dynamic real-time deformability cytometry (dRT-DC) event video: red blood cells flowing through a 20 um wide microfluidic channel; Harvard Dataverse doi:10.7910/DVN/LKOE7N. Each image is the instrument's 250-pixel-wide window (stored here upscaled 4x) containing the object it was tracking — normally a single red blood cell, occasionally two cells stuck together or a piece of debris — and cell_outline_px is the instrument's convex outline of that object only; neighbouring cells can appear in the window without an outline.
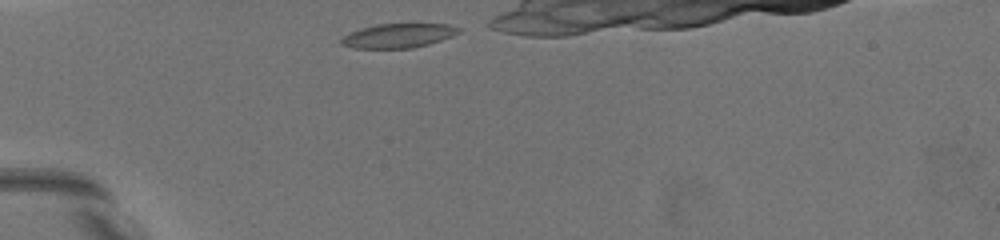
{"species": "common noctule bat (a hibernating species)", "species_latin": "Nyctalus noctula", "temperature_condition": "warm", "stored_images_in_passage": 12, "camera_frame_rate_fps": 3000, "um_per_image_px": 0.085, "animal": {"sex": "female", "body_mass_g": 19.5, "forearm_length_mm": 54.1}, "frame": {"image": 1, "passage_image": 1, "time_ms": 0.0, "image_size_px": [1000, 240], "cell_outline_px": [[460, 32], [452, 36], [428, 44], [412, 48], [352, 48], [340, 44], [340, 40], [344, 36], [352, 32], [376, 24], [448, 24], [460, 28]], "centroid_in_image_um": [33.86, 3.04], "position_along_channel_um": 51.1, "area_um2": 16.36}}
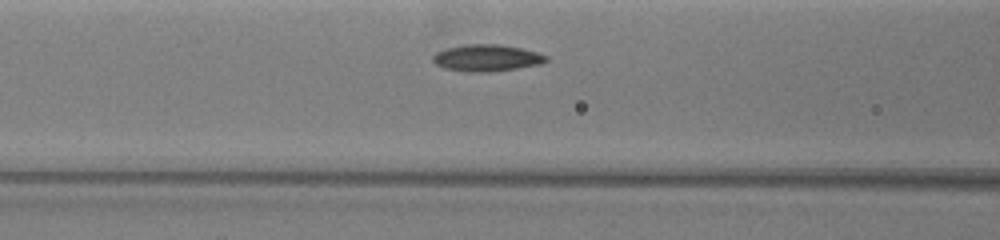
{"frame": {"image": 2, "passage_image": 8, "time_ms": 2.667, "image_size_px": [1000, 240], "cell_outline_px": [[548, 60], [540, 64], [492, 72], [468, 72], [444, 68], [436, 64], [432, 60], [432, 56], [436, 52], [448, 48], [468, 44], [500, 44], [520, 48], [536, 52], [548, 56]], "centroid_in_image_um": [41.36, 4.93], "position_along_channel_um": 125.2, "area_um2": 17.57}}
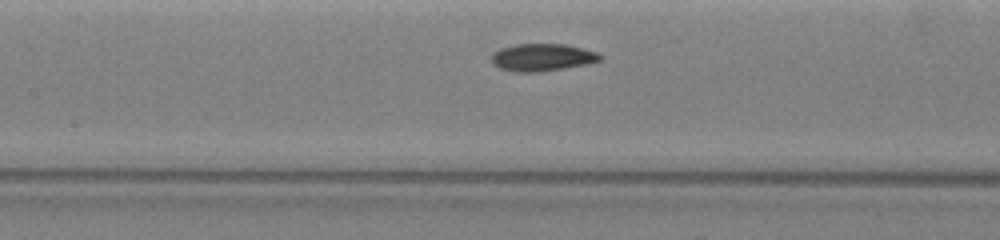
{"frame": {"image": 3, "passage_image": 11, "time_ms": 3.667, "image_size_px": [1000, 240], "cell_outline_px": [[604, 56], [600, 60], [584, 64], [564, 68], [540, 72], [516, 72], [500, 68], [492, 60], [492, 52], [500, 48], [516, 44], [564, 44], [596, 52]], "centroid_in_image_um": [46.07, 4.87], "position_along_channel_um": 161.3, "area_um2": 17.11}}